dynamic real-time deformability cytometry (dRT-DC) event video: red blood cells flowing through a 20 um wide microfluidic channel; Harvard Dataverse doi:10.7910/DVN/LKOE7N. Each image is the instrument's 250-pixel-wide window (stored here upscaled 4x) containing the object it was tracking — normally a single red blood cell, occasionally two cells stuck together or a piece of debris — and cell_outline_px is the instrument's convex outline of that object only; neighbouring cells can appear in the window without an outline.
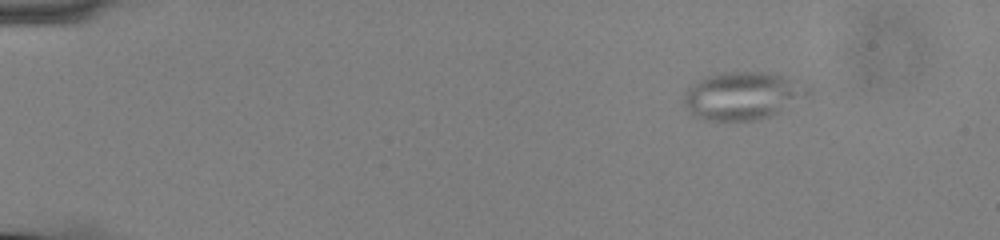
{"species": "common noctule bat (a hibernating species)", "species_latin": "Nyctalus noctula", "temperature_condition": "cold", "stored_images_in_passage": 50, "camera_frame_rate_fps": 3000, "um_per_image_px": 0.085, "animal": {"sex": "male", "body_mass_g": 13.0, "forearm_length_mm": 53.1}, "frame": {"image": 1, "passage_image": 1, "time_ms": 0.0, "image_size_px": [1000, 240], "cell_outline_px": [[812, 96], [780, 112], [756, 120], [708, 120], [692, 116], [684, 108], [684, 92], [692, 84], [708, 76], [724, 72], [760, 72], [804, 80], [812, 88]], "centroid_in_image_um": [63.22, 8.14], "position_along_channel_um": 21.8, "area_um2": 35.26}}
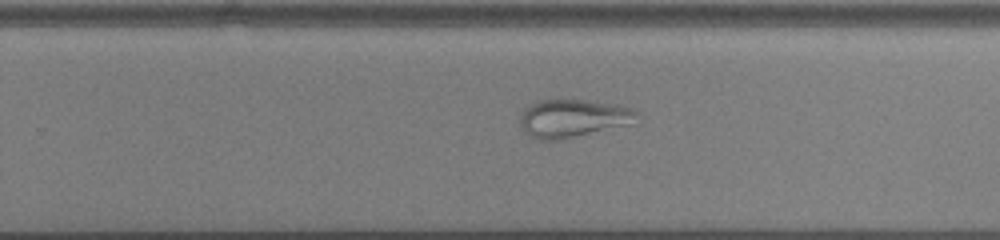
{"frame": {"image": 2, "passage_image": 31, "time_ms": 10.0, "image_size_px": [1000, 240], "cell_outline_px": [[640, 112], [636, 124], [556, 140], [540, 140], [528, 136], [520, 124], [520, 116], [536, 100], [584, 100], [632, 108]], "centroid_in_image_um": [48.76, 10.07], "position_along_channel_um": 281.0, "area_um2": 25.78}}
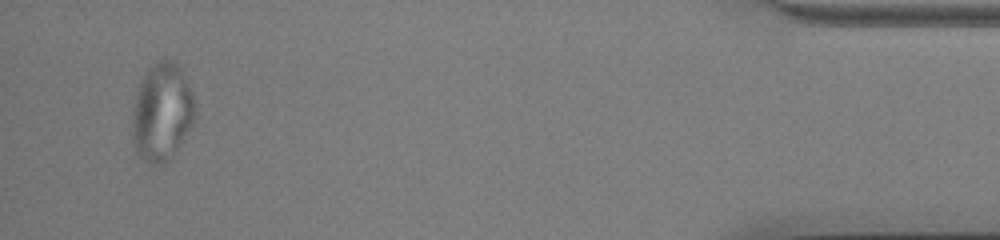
{"frame": {"image": 3, "passage_image": 48, "time_ms": 15.667, "image_size_px": [1000, 240], "cell_outline_px": [[196, 112], [192, 124], [176, 148], [156, 168], [148, 164], [136, 152], [132, 140], [132, 116], [136, 96], [140, 80], [148, 68], [156, 60], [176, 60], [192, 92]], "centroid_in_image_um": [13.74, 9.5], "position_along_channel_um": 421.5, "area_um2": 35.49}}